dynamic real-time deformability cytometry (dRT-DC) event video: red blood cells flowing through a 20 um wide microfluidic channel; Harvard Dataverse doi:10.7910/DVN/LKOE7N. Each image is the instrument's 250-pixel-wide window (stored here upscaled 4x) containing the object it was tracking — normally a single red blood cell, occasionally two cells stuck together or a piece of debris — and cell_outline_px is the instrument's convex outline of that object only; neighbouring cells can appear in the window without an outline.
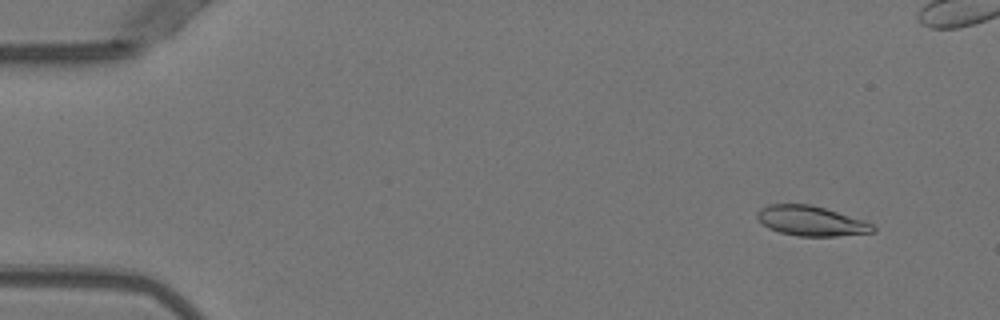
{"species": "Egyptian fruit bat (a non-hibernating species)", "species_latin": "Rousettus aegyptiacus", "temperature_condition": "warm", "stored_images_in_passage": 14, "camera_frame_rate_fps": 3000, "um_per_image_px": 0.085, "animal": {"sex": "female"}, "frame": {"image": 1, "passage_image": 5, "time_ms": 1.333, "image_size_px": [1000, 320], "cell_outline_px": [[876, 232], [836, 236], [796, 236], [780, 232], [768, 228], [756, 216], [756, 212], [760, 208], [768, 204], [812, 204], [864, 220], [872, 224], [876, 228]], "centroid_in_image_um": [68.95, 18.77], "position_along_channel_um": 16.1, "area_um2": 20.23}}